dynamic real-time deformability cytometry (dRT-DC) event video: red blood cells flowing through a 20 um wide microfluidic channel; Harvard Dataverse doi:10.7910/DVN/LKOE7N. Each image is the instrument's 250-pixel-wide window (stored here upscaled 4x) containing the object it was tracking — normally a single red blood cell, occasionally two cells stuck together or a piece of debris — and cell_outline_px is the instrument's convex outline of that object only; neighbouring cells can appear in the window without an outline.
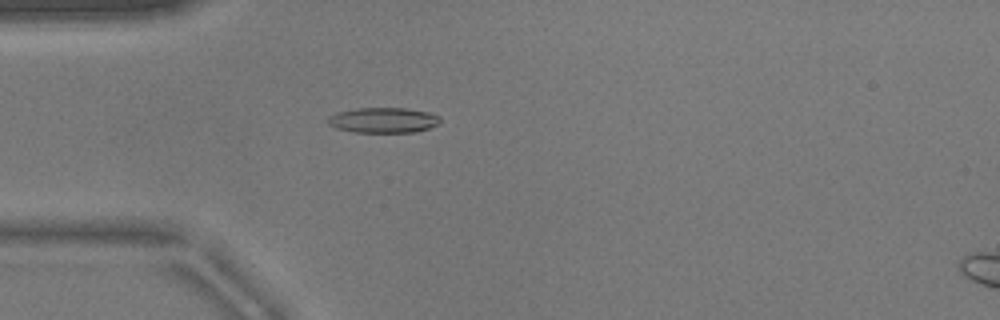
{"species": "common noctule bat (a hibernating species)", "species_latin": "Nyctalus noctula", "temperature_condition": "warm", "stored_images_in_passage": 45, "camera_frame_rate_fps": 3000, "um_per_image_px": 0.085, "animal": {"sex": "male", "body_mass_g": 17.9}, "frame": {"image": 1, "passage_image": 8, "time_ms": 2.333, "image_size_px": [1000, 320], "cell_outline_px": [[440, 124], [416, 132], [352, 132], [336, 128], [328, 124], [328, 116], [336, 112], [356, 108], [404, 108], [428, 112], [440, 116]], "centroid_in_image_um": [32.57, 10.21], "position_along_channel_um": 52.4, "area_um2": 16.65}}
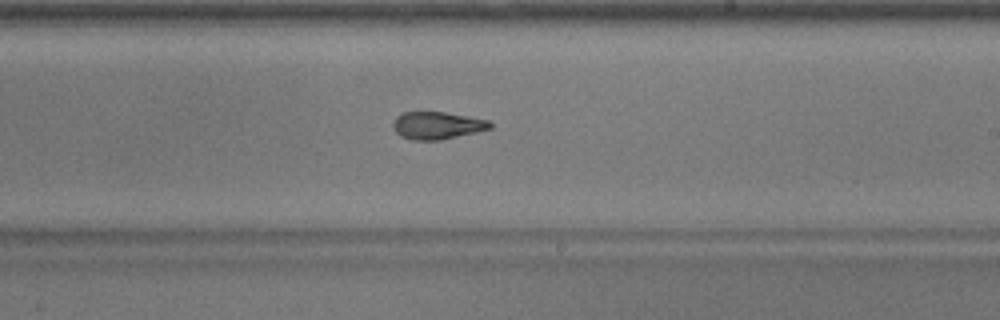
{"frame": {"image": 2, "passage_image": 24, "time_ms": 7.667, "image_size_px": [1000, 320], "cell_outline_px": [[492, 128], [476, 132], [440, 140], [412, 140], [400, 136], [392, 128], [392, 124], [396, 116], [404, 112], [444, 112], [468, 116], [488, 120], [492, 124]], "centroid_in_image_um": [37.13, 10.66], "position_along_channel_um": 251.9, "area_um2": 15.55}}
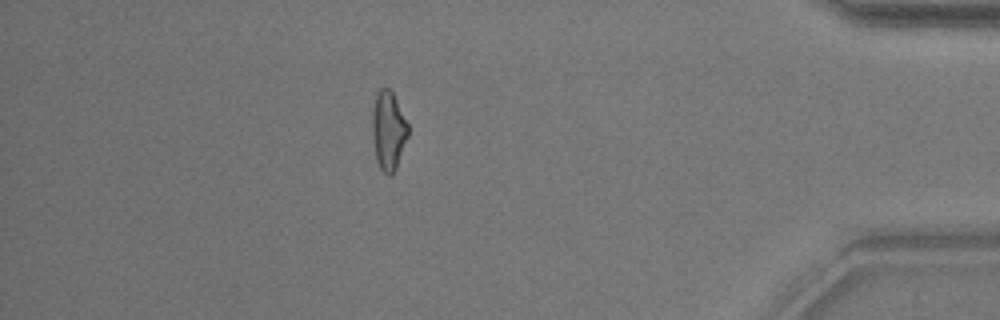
{"frame": {"image": 3, "passage_image": 39, "time_ms": 12.667, "image_size_px": [1000, 320], "cell_outline_px": [[408, 136], [396, 168], [392, 176], [388, 176], [380, 168], [376, 160], [372, 136], [372, 108], [376, 92], [380, 88], [388, 88], [392, 92], [408, 124]], "centroid_in_image_um": [32.99, 11.1], "position_along_channel_um": 402.2, "area_um2": 16.53}, "authors_computed_cell_mechanics": {"area_um2": 16.1262, "velocity_mm_per_s": 3.8724, "shape_relaxation_time_tau1_ms": null, "shape_relaxation_time_tau2_ms": 1.6894, "deformation_change_tau1": null, "deformation_change_tau2": 0.0903}}